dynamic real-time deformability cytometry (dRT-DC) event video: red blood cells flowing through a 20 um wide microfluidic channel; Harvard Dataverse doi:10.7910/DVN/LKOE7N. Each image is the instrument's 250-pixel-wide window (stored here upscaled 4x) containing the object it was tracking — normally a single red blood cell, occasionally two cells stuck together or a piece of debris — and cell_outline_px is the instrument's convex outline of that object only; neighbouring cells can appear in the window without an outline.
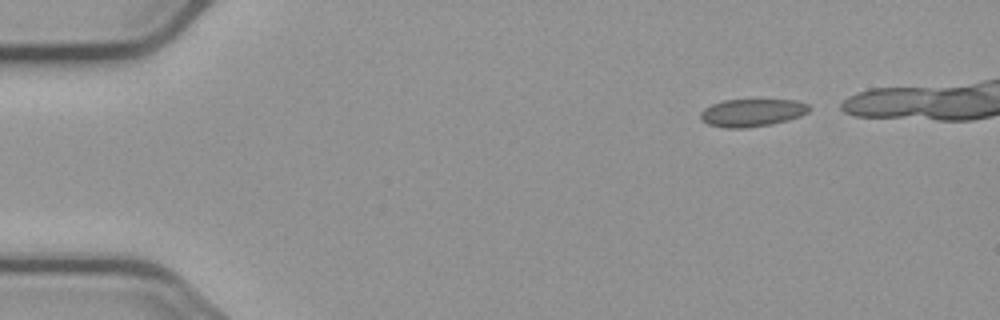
{"species": "common noctule bat (a hibernating species)", "species_latin": "Nyctalus noctula", "temperature_condition": "cold", "stored_images_in_passage": 5, "camera_frame_rate_fps": 3000, "um_per_image_px": 0.085, "animal": {"sex": "male", "body_mass_g": 23.1, "forearm_length_mm": 52.7}, "frame": {"image": 1, "passage_image": 1, "time_ms": 0.0, "image_size_px": [1000, 320], "cell_outline_px": [[808, 112], [800, 116], [788, 120], [772, 124], [744, 128], [728, 128], [708, 124], [700, 120], [700, 112], [704, 108], [712, 104], [724, 100], [800, 100], [808, 104]], "centroid_in_image_um": [63.91, 9.58], "position_along_channel_um": 21.1, "area_um2": 17.51}}
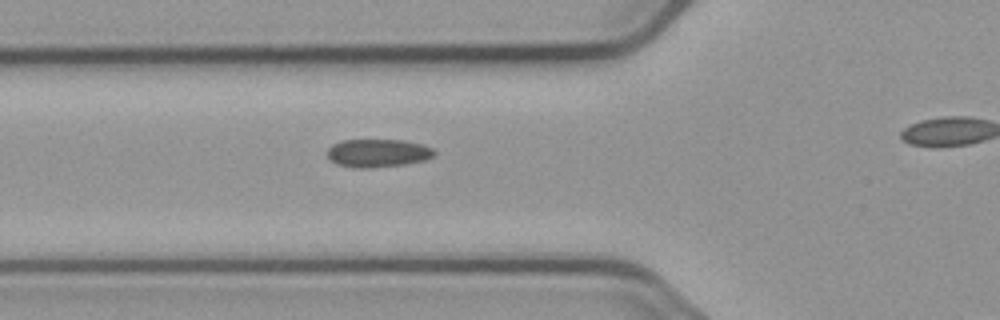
{"frame": {"image": 2, "passage_image": 4, "time_ms": 4.333, "image_size_px": [1000, 320], "cell_outline_px": [[436, 152], [432, 156], [424, 160], [404, 164], [372, 168], [352, 168], [336, 164], [328, 156], [328, 148], [332, 144], [340, 140], [400, 140], [420, 144], [432, 148]], "centroid_in_image_um": [32.07, 13.01], "position_along_channel_um": 93.7, "area_um2": 17.46}}